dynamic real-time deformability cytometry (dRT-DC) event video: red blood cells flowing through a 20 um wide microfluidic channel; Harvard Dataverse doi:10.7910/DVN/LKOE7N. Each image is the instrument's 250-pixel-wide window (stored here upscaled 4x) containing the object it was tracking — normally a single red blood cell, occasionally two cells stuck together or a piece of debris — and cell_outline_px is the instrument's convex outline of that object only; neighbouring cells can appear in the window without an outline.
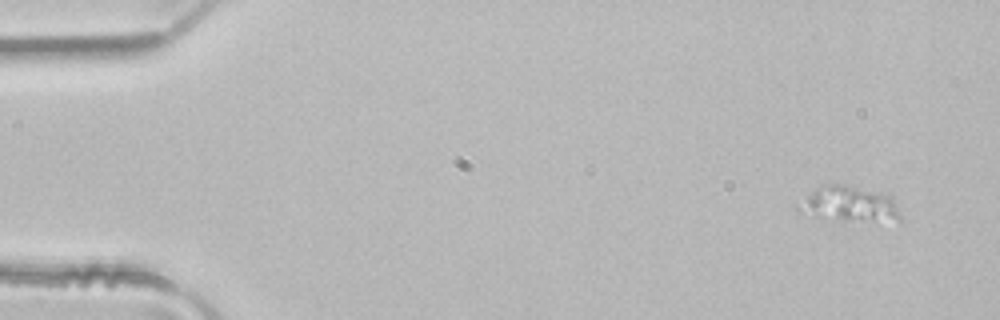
{"species": "common noctule bat (a hibernating species)", "species_latin": "Nyctalus noctula", "temperature_condition": "room temperature", "stored_images_in_passage": 5, "camera_frame_rate_fps": 3000, "um_per_image_px": 0.085, "animal": {"sex": "male", "body_mass_g": 21.5, "forearm_length_mm": 52.0}, "frame": {"image": 1, "passage_image": 5, "time_ms": 1.333, "image_size_px": [1000, 320], "cell_outline_px": [[900, 220], [840, 220], [816, 216], [800, 212], [796, 208], [796, 204], [820, 184], [844, 184], [892, 192], [900, 216]], "centroid_in_image_um": [72.21, 17.28], "position_along_channel_um": 12.8, "area_um2": 21.44}}